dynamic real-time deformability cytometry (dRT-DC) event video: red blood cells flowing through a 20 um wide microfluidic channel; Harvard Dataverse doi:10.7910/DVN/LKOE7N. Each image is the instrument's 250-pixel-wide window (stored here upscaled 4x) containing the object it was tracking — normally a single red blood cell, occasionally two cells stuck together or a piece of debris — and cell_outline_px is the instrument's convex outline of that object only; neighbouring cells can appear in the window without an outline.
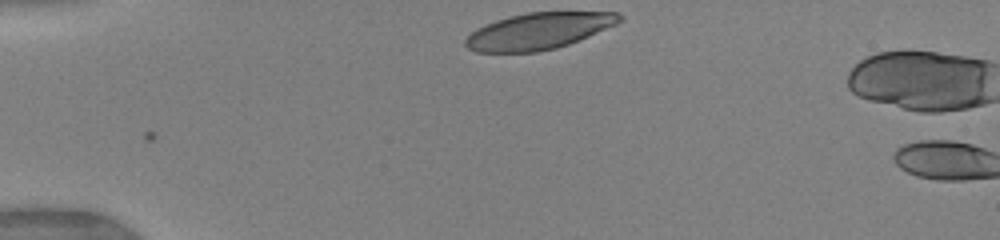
{"species": "human", "species_latin": "Homo sapiens", "temperature_condition": "warm", "stored_images_in_passage": 2, "camera_frame_rate_fps": 3000, "um_per_image_px": 0.085, "donor": {"sex": "female"}, "frame": {"image": 1, "passage_image": 1, "time_ms": 0.0, "image_size_px": [1000, 240], "cell_outline_px": [[624, 20], [616, 24], [580, 40], [556, 48], [536, 52], [476, 52], [468, 48], [464, 44], [464, 40], [476, 28], [496, 20], [508, 16], [528, 12], [620, 12], [624, 16]], "centroid_in_image_um": [45.8, 2.63], "position_along_channel_um": 39.2, "area_um2": 32.83}}